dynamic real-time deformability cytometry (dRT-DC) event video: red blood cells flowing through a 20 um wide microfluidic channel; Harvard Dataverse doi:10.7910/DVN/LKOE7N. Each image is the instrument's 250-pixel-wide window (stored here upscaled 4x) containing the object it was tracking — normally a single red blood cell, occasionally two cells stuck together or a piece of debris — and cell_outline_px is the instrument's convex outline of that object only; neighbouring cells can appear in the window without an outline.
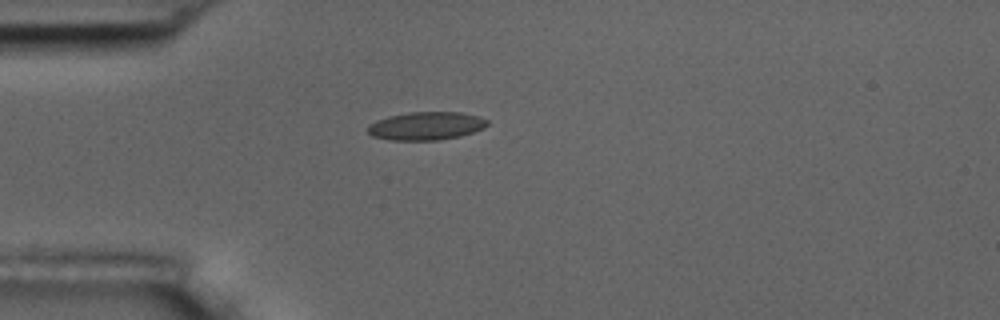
{"species": "common noctule bat (a hibernating species)", "species_latin": "Nyctalus noctula", "temperature_condition": "room temperature", "stored_images_in_passage": 1, "camera_frame_rate_fps": 3000, "um_per_image_px": 0.085, "animal": {"sex": "male", "body_mass_g": 17.5, "forearm_length_mm": 52.3}, "frame": {"image": 1, "passage_image": 1, "time_ms": 0.0, "image_size_px": [1000, 320], "cell_outline_px": [[488, 124], [484, 128], [460, 136], [440, 140], [388, 140], [372, 136], [368, 132], [368, 124], [376, 120], [388, 116], [408, 112], [460, 112], [480, 116], [488, 120]], "centroid_in_image_um": [36.21, 10.7], "position_along_channel_um": 48.8, "area_um2": 19.77}}